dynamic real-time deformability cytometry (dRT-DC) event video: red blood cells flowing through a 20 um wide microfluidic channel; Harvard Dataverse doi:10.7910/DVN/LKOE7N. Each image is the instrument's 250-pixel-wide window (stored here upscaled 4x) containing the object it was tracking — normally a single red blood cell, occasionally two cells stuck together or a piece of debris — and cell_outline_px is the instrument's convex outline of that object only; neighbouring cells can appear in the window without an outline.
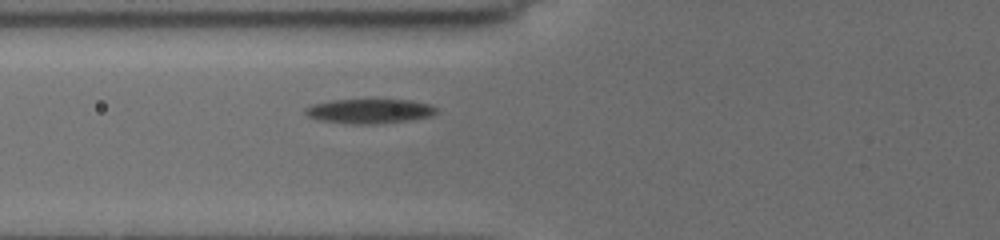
{"species": "common noctule bat (a hibernating species)", "species_latin": "Nyctalus noctula", "temperature_condition": "cold", "stored_images_in_passage": 5, "camera_frame_rate_fps": 3000, "um_per_image_px": 0.085, "animal": {"sex": "female", "body_mass_g": 19.5, "forearm_length_mm": 54.1}, "frame": {"image": 1, "passage_image": 5, "time_ms": 3.667, "image_size_px": [1000, 240], "cell_outline_px": [[436, 112], [432, 116], [408, 120], [376, 124], [352, 124], [316, 120], [308, 116], [304, 112], [304, 108], [312, 104], [332, 100], [412, 100], [432, 104], [436, 108]], "centroid_in_image_um": [31.38, 9.45], "position_along_channel_um": 94.4, "area_um2": 18.84}}